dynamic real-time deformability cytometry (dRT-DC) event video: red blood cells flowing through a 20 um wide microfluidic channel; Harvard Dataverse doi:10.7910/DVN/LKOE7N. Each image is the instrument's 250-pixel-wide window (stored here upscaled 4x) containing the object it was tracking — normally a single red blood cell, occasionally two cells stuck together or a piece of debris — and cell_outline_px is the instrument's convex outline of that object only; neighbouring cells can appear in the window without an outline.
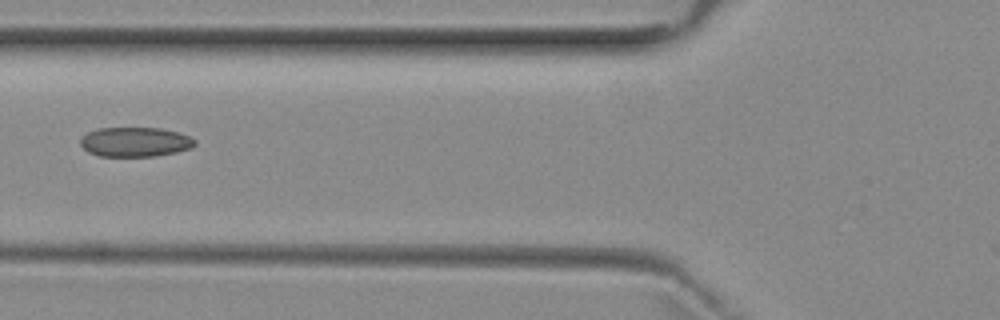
{"species": "common noctule bat (a hibernating species)", "species_latin": "Nyctalus noctula", "temperature_condition": "room temperature", "stored_images_in_passage": 3, "camera_frame_rate_fps": 3000, "um_per_image_px": 0.085, "animal": {"sex": "female", "body_mass_g": 29.2, "forearm_length_mm": 56.3}, "frame": {"image": 1, "passage_image": 3, "time_ms": 2.667, "image_size_px": [1000, 320], "cell_outline_px": [[196, 144], [192, 148], [176, 152], [156, 156], [100, 156], [88, 152], [80, 144], [80, 136], [96, 128], [160, 128], [176, 132], [188, 136], [196, 140]], "centroid_in_image_um": [11.46, 12.06], "position_along_channel_um": 114.3, "area_um2": 19.77}}